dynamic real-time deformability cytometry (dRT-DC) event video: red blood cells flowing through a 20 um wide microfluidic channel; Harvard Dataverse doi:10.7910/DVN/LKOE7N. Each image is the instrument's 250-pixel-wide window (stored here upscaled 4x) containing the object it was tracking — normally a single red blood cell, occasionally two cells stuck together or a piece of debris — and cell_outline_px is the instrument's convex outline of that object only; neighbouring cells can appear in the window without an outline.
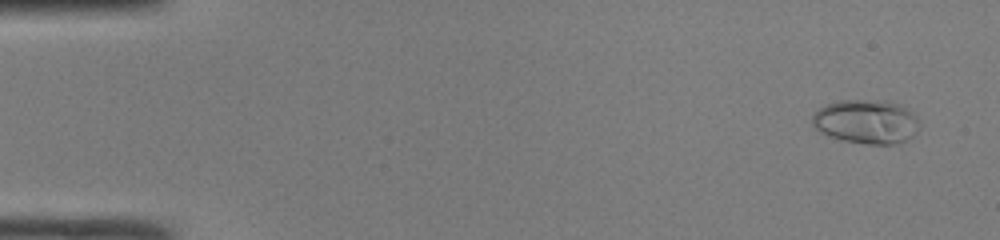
{"species": "common noctule bat (a hibernating species)", "species_latin": "Nyctalus noctula", "temperature_condition": "room temperature", "stored_images_in_passage": 49, "camera_frame_rate_fps": 3000, "um_per_image_px": 0.085, "animal": {"sex": "male", "body_mass_g": 19.0, "forearm_length_mm": 50.8}, "frame": {"image": 1, "passage_image": 3, "time_ms": 0.667, "image_size_px": [1000, 240], "cell_outline_px": [[920, 128], [912, 136], [904, 140], [892, 144], [868, 144], [840, 140], [828, 136], [820, 132], [812, 124], [812, 116], [820, 108], [828, 104], [840, 100], [884, 100], [900, 104], [908, 108], [916, 116], [920, 124]], "centroid_in_image_um": [73.65, 10.33], "position_along_channel_um": 11.4, "area_um2": 27.63}}
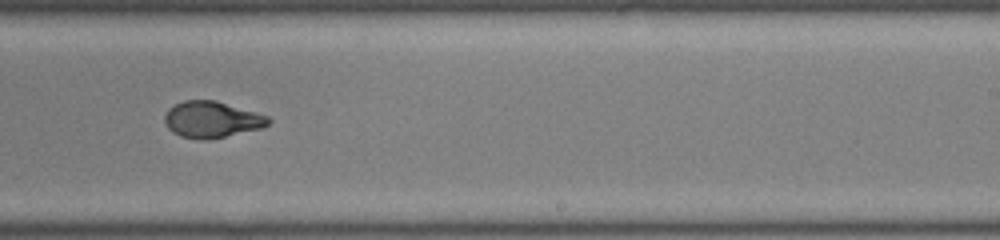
{"frame": {"image": 2, "passage_image": 31, "time_ms": 10.0, "image_size_px": [1000, 240], "cell_outline_px": [[272, 120], [268, 124], [260, 128], [208, 140], [200, 140], [180, 136], [172, 132], [168, 128], [164, 120], [164, 116], [168, 108], [184, 100], [216, 100], [268, 116]], "centroid_in_image_um": [17.97, 10.16], "position_along_channel_um": 271.0, "area_um2": 21.91}}
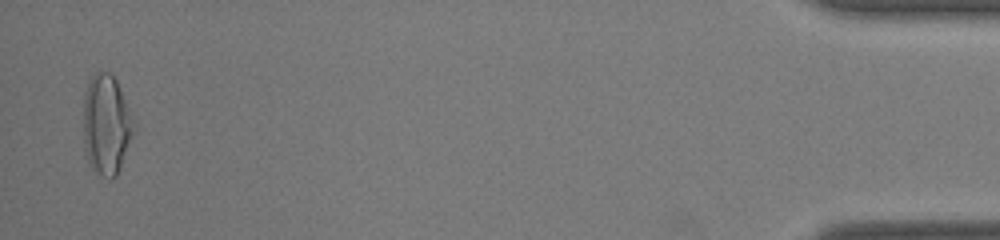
{"frame": {"image": 3, "passage_image": 48, "time_ms": 15.667, "image_size_px": [1000, 240], "cell_outline_px": [[132, 132], [116, 176], [112, 180], [104, 176], [92, 168], [88, 164], [84, 148], [84, 92], [88, 80], [96, 72], [112, 72], [116, 80], [132, 120]], "centroid_in_image_um": [8.97, 10.57], "position_along_channel_um": 426.2, "area_um2": 28.5}, "authors_computed_cell_mechanics": {"area_um2": 22.4842, "velocity_mm_per_s": 4.2193, "shape_relaxation_time_tau1_ms": 6.9022, "shape_relaxation_time_tau2_ms": 1.2574, "deformation_change_tau1": 0.2538, "deformation_change_tau2": 0.0445}}